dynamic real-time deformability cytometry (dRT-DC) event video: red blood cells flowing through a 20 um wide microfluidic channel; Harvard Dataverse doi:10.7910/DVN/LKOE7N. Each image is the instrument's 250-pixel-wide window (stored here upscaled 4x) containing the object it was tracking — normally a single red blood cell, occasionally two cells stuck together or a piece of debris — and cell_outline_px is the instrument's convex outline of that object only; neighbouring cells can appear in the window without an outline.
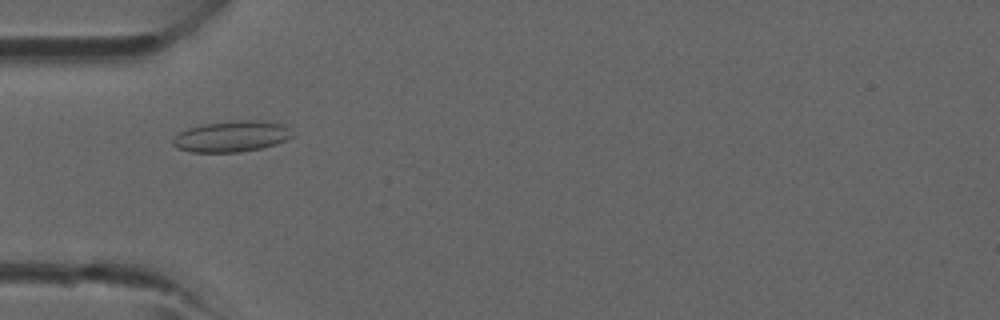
{"species": "common noctule bat (a hibernating species)", "species_latin": "Nyctalus noctula", "temperature_condition": "room temperature", "stored_images_in_passage": 3, "camera_frame_rate_fps": 3000, "um_per_image_px": 0.085, "animal": {"sex": "male", "forearm_length_mm": 52.5}, "frame": {"image": 1, "passage_image": 2, "time_ms": 1.333, "image_size_px": [1000, 320], "cell_outline_px": [[296, 136], [276, 144], [260, 148], [240, 152], [192, 152], [176, 148], [172, 144], [172, 140], [180, 132], [188, 128], [204, 124], [236, 120], [256, 120], [284, 124]], "centroid_in_image_um": [19.71, 11.59], "position_along_channel_um": 65.3, "area_um2": 21.62}}
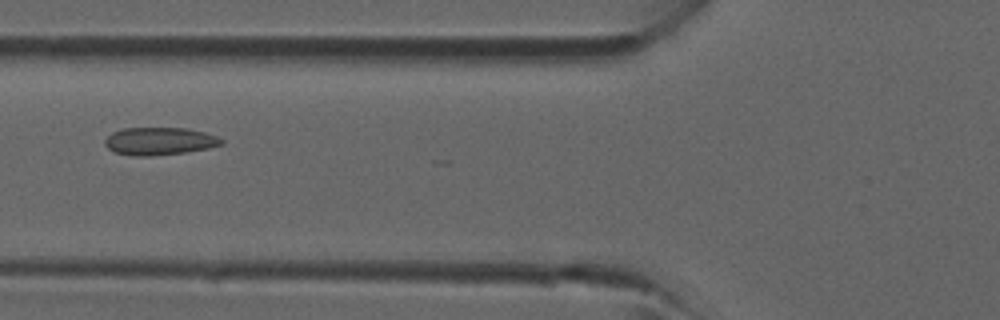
{"frame": {"image": 2, "passage_image": 3, "time_ms": 2.333, "image_size_px": [1000, 320], "cell_outline_px": [[224, 144], [208, 148], [184, 152], [152, 156], [136, 156], [112, 152], [104, 144], [104, 140], [112, 132], [124, 128], [188, 128], [204, 132], [216, 136], [224, 140]], "centroid_in_image_um": [13.54, 12.0], "position_along_channel_um": 112.3, "area_um2": 18.84}}